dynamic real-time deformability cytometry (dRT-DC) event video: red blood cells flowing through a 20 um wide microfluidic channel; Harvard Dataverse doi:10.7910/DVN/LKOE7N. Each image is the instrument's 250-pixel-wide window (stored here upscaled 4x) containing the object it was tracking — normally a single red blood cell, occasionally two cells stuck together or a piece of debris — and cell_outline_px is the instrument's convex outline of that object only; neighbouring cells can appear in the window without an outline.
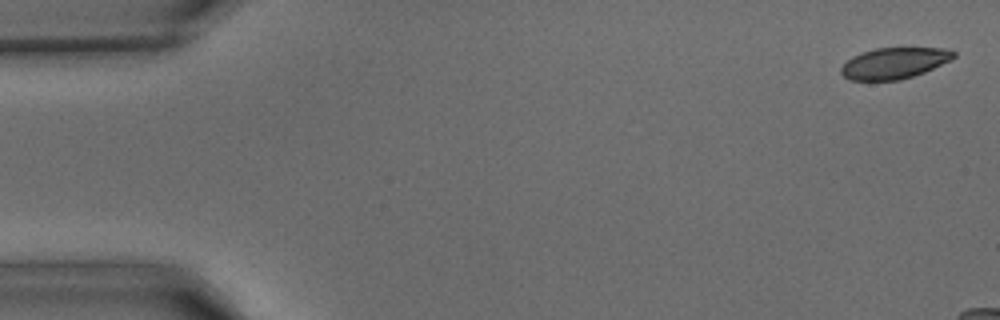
{"species": "common noctule bat (a hibernating species)", "species_latin": "Nyctalus noctula", "temperature_condition": "warm", "stored_images_in_passage": 8, "camera_frame_rate_fps": 3000, "um_per_image_px": 0.085, "animal": {"sex": "male", "body_mass_g": 15.6}, "frame": {"image": 1, "passage_image": 1, "time_ms": 0.0, "image_size_px": [1000, 320], "cell_outline_px": [[956, 56], [952, 60], [924, 72], [900, 80], [848, 80], [840, 72], [840, 68], [852, 56], [860, 52], [876, 48], [948, 48], [956, 52]], "centroid_in_image_um": [76.02, 5.36], "position_along_channel_um": 9.0, "area_um2": 20.52}}